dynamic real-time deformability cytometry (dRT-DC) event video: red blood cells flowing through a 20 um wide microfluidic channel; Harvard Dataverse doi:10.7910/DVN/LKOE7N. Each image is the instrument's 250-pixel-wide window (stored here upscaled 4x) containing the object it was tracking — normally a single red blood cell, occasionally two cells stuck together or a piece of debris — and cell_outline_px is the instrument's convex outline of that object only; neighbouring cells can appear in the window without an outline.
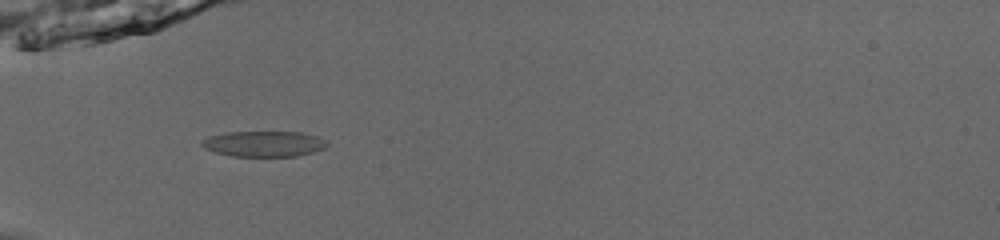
{"species": "common noctule bat (a hibernating species)", "species_latin": "Nyctalus noctula", "temperature_condition": "room temperature", "stored_images_in_passage": 37, "camera_frame_rate_fps": 3000, "um_per_image_px": 0.085, "animal": {"sex": "male", "body_mass_g": 13.0, "forearm_length_mm": 53.1}, "frame": {"image": 1, "passage_image": 2, "time_ms": 0.333, "image_size_px": [1000, 240], "cell_outline_px": [[328, 144], [324, 148], [312, 152], [296, 156], [232, 156], [216, 152], [204, 148], [200, 144], [200, 140], [208, 136], [228, 132], [300, 132], [320, 136], [328, 140]], "centroid_in_image_um": [22.44, 12.21], "position_along_channel_um": 62.6, "area_um2": 18.84}}
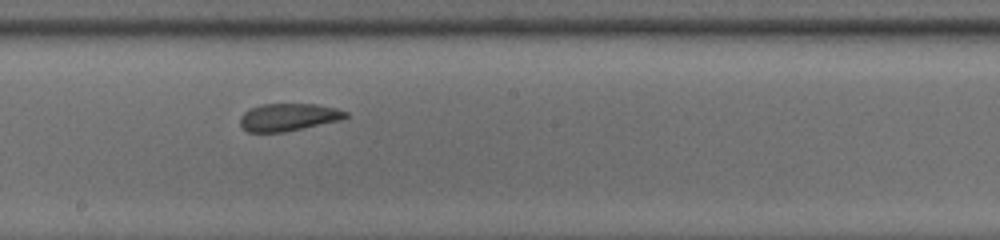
{"frame": {"image": 2, "passage_image": 15, "time_ms": 4.667, "image_size_px": [1000, 240], "cell_outline_px": [[348, 116], [340, 120], [284, 132], [248, 132], [240, 124], [240, 116], [248, 108], [260, 104], [316, 104], [336, 108], [348, 112]], "centroid_in_image_um": [24.49, 9.95], "position_along_channel_um": 223.7, "area_um2": 16.94}}
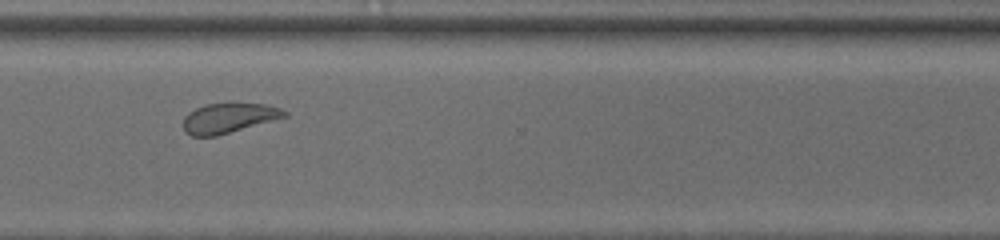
{"frame": {"image": 3, "passage_image": 25, "time_ms": 8.0, "image_size_px": [1000, 240], "cell_outline_px": [[288, 116], [216, 136], [192, 136], [184, 132], [184, 116], [188, 112], [204, 104], [264, 104], [280, 108], [288, 112]], "centroid_in_image_um": [19.42, 10.04], "position_along_channel_um": 351.2, "area_um2": 17.4}, "authors_computed_cell_mechanics": {"area_um2": 18.0914, "velocity_mm_per_s": 3.8353, "shape_relaxation_time_tau1_ms": 6.7515, "shape_relaxation_time_tau2_ms": 1.9618, "deformation_change_tau1": 0.1152, "deformation_change_tau2": 0.0613}}